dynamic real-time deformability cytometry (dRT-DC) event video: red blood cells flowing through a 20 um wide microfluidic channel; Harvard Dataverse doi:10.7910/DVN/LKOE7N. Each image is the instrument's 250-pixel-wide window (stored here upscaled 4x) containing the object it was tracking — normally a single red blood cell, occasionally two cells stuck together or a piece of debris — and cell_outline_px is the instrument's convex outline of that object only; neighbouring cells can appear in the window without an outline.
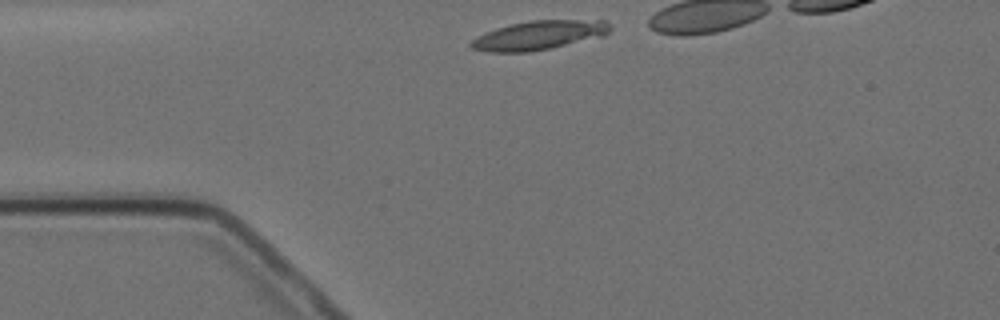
{"species": "Egyptian fruit bat (a non-hibernating species)", "species_latin": "Rousettus aegyptiacus", "temperature_condition": "cold", "stored_images_in_passage": 8, "camera_frame_rate_fps": 3000, "um_per_image_px": 0.085, "animal": {"sex": "female"}, "frame": {"image": 1, "passage_image": 1, "time_ms": 0.0, "image_size_px": [1000, 320], "cell_outline_px": [[612, 28], [604, 36], [548, 48], [528, 52], [488, 52], [472, 48], [468, 44], [472, 40], [496, 28], [508, 24], [528, 20], [604, 20]], "centroid_in_image_um": [45.81, 2.98], "position_along_channel_um": 39.2, "area_um2": 23.29}}